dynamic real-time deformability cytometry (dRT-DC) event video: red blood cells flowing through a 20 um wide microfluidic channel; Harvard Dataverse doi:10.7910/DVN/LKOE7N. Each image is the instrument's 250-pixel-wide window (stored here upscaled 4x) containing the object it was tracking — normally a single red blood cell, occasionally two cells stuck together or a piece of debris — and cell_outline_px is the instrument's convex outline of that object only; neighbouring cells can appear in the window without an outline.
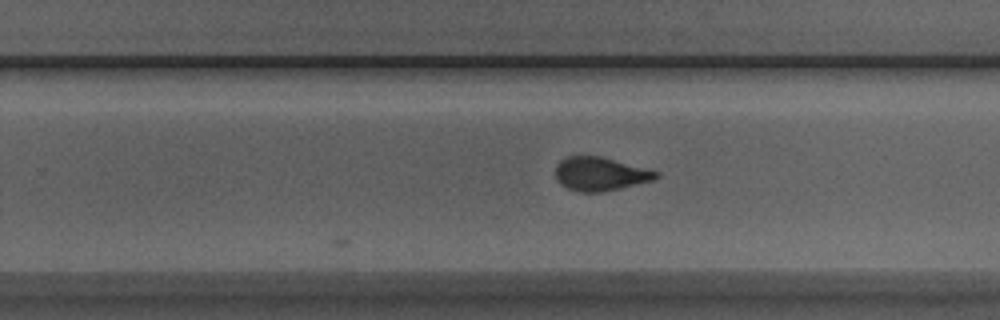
{"species": "Egyptian fruit bat (a non-hibernating species)", "species_latin": "Rousettus aegyptiacus", "temperature_condition": "room temperature", "stored_images_in_passage": 24, "camera_frame_rate_fps": 3000, "um_per_image_px": 0.085, "animal": {"sex": "male"}, "frame": {"image": 1, "passage_image": 24, "time_ms": 7.667, "image_size_px": [1000, 320], "cell_outline_px": [[660, 176], [652, 180], [604, 192], [580, 192], [568, 188], [560, 184], [556, 180], [556, 164], [560, 160], [568, 156], [600, 156], [660, 172]], "centroid_in_image_um": [50.99, 14.78], "position_along_channel_um": 278.8, "area_um2": 19.59}}